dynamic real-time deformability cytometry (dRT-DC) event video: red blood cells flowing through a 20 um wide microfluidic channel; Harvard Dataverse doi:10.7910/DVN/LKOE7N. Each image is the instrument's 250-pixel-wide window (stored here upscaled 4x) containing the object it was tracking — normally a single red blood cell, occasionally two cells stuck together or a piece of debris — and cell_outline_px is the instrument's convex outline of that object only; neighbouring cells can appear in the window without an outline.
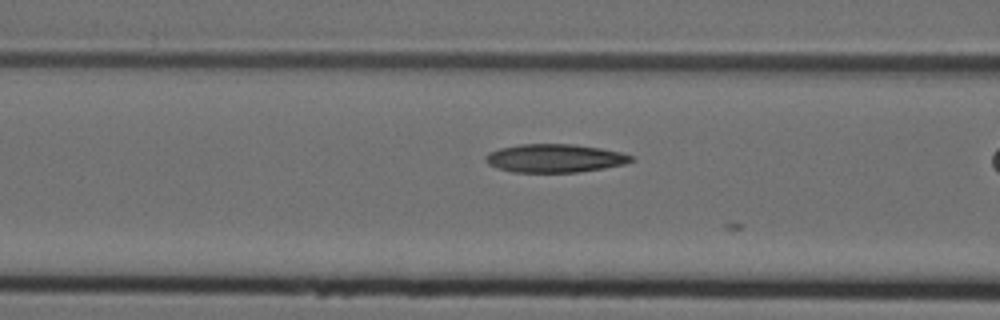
{"species": "Egyptian fruit bat (a non-hibernating species)", "species_latin": "Rousettus aegyptiacus", "temperature_condition": "cold", "stored_images_in_passage": 10, "camera_frame_rate_fps": 3000, "um_per_image_px": 0.085, "animal": {"sex": "female"}, "frame": {"image": 1, "passage_image": 7, "time_ms": 2.0, "image_size_px": [1000, 320], "cell_outline_px": [[636, 160], [624, 164], [604, 168], [576, 172], [512, 172], [496, 168], [488, 164], [484, 160], [484, 156], [488, 152], [500, 148], [520, 144], [572, 144], [600, 148], [620, 152], [632, 156]], "centroid_in_image_um": [47.12, 13.45], "position_along_channel_um": 119.5, "area_um2": 24.1}}